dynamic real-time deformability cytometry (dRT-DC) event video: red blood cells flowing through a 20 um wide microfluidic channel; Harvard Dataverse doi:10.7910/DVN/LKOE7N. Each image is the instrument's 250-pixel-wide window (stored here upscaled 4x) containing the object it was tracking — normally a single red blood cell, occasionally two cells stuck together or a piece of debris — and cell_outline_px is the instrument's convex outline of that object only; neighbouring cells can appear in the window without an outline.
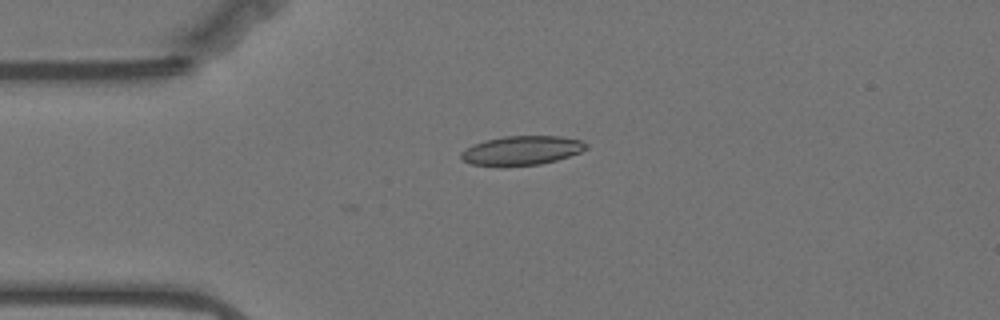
{"species": "Egyptian fruit bat (a non-hibernating species)", "species_latin": "Rousettus aegyptiacus", "temperature_condition": "warm", "stored_images_in_passage": 18, "camera_frame_rate_fps": 3000, "um_per_image_px": 0.085, "animal": {"sex": "female"}, "frame": {"image": 1, "passage_image": 1, "time_ms": 0.0, "image_size_px": [1000, 320], "cell_outline_px": [[588, 148], [580, 152], [556, 160], [540, 164], [500, 168], [472, 164], [464, 160], [460, 156], [460, 152], [472, 144], [484, 140], [504, 136], [560, 136], [580, 140], [588, 144]], "centroid_in_image_um": [44.3, 12.81], "position_along_channel_um": 40.7, "area_um2": 21.68}}
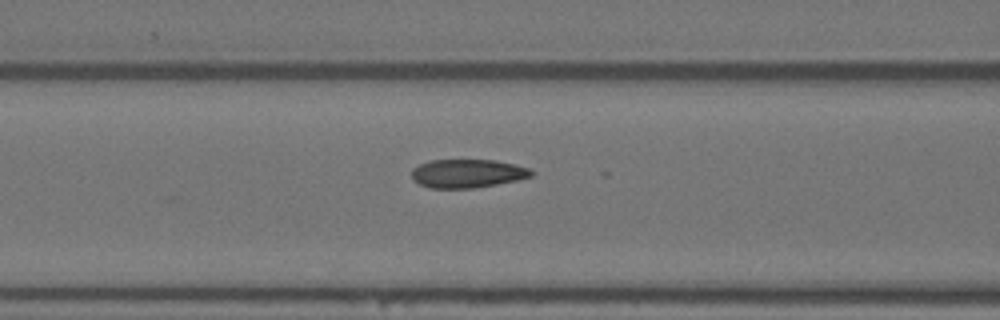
{"frame": {"image": 2, "passage_image": 10, "time_ms": 3.0, "image_size_px": [1000, 320], "cell_outline_px": [[536, 172], [532, 176], [516, 180], [476, 188], [428, 188], [420, 184], [412, 176], [412, 168], [420, 164], [432, 160], [496, 160], [516, 164], [528, 168]], "centroid_in_image_um": [39.76, 14.74], "position_along_channel_um": 126.8, "area_um2": 19.88}}
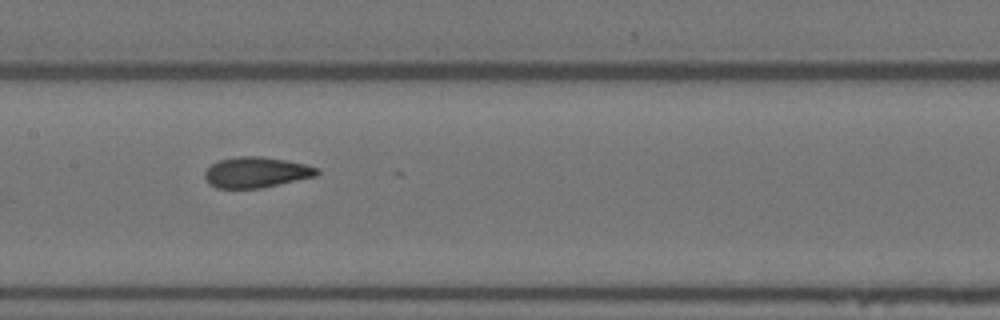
{"frame": {"image": 3, "passage_image": 15, "time_ms": 4.667, "image_size_px": [1000, 320], "cell_outline_px": [[320, 172], [316, 176], [260, 188], [216, 188], [208, 184], [204, 176], [204, 172], [212, 164], [220, 160], [236, 156], [260, 156], [288, 160], [320, 168]], "centroid_in_image_um": [21.78, 14.64], "position_along_channel_um": 185.6, "area_um2": 20.11}}